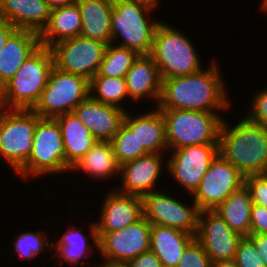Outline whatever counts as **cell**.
I'll return each mask as SVG.
<instances>
[{
  "mask_svg": "<svg viewBox=\"0 0 267 267\" xmlns=\"http://www.w3.org/2000/svg\"><path fill=\"white\" fill-rule=\"evenodd\" d=\"M83 172L97 182L118 178L120 164L114 154L111 142L98 141L71 169L70 172ZM117 176V177H116Z\"/></svg>",
  "mask_w": 267,
  "mask_h": 267,
  "instance_id": "484cf974",
  "label": "cell"
},
{
  "mask_svg": "<svg viewBox=\"0 0 267 267\" xmlns=\"http://www.w3.org/2000/svg\"><path fill=\"white\" fill-rule=\"evenodd\" d=\"M260 3V11H263L264 14H267V0H260Z\"/></svg>",
  "mask_w": 267,
  "mask_h": 267,
  "instance_id": "bcb514c9",
  "label": "cell"
},
{
  "mask_svg": "<svg viewBox=\"0 0 267 267\" xmlns=\"http://www.w3.org/2000/svg\"><path fill=\"white\" fill-rule=\"evenodd\" d=\"M82 29L80 36L109 44L113 0H77Z\"/></svg>",
  "mask_w": 267,
  "mask_h": 267,
  "instance_id": "4316f807",
  "label": "cell"
},
{
  "mask_svg": "<svg viewBox=\"0 0 267 267\" xmlns=\"http://www.w3.org/2000/svg\"><path fill=\"white\" fill-rule=\"evenodd\" d=\"M127 90L132 103L142 99L158 106L162 91V79L158 67L150 55H139L125 76Z\"/></svg>",
  "mask_w": 267,
  "mask_h": 267,
  "instance_id": "ffe728a7",
  "label": "cell"
},
{
  "mask_svg": "<svg viewBox=\"0 0 267 267\" xmlns=\"http://www.w3.org/2000/svg\"><path fill=\"white\" fill-rule=\"evenodd\" d=\"M90 96L103 104L117 106L127 111L125 99H129L126 80L123 77L94 76L89 81ZM124 103V104H123Z\"/></svg>",
  "mask_w": 267,
  "mask_h": 267,
  "instance_id": "f546056e",
  "label": "cell"
},
{
  "mask_svg": "<svg viewBox=\"0 0 267 267\" xmlns=\"http://www.w3.org/2000/svg\"><path fill=\"white\" fill-rule=\"evenodd\" d=\"M82 19L78 3L51 10L46 27L39 34L40 45L50 48L52 45L80 36Z\"/></svg>",
  "mask_w": 267,
  "mask_h": 267,
  "instance_id": "83f0119b",
  "label": "cell"
},
{
  "mask_svg": "<svg viewBox=\"0 0 267 267\" xmlns=\"http://www.w3.org/2000/svg\"><path fill=\"white\" fill-rule=\"evenodd\" d=\"M248 237L254 242L261 259L267 267V234H250Z\"/></svg>",
  "mask_w": 267,
  "mask_h": 267,
  "instance_id": "ab89813d",
  "label": "cell"
},
{
  "mask_svg": "<svg viewBox=\"0 0 267 267\" xmlns=\"http://www.w3.org/2000/svg\"><path fill=\"white\" fill-rule=\"evenodd\" d=\"M212 262L202 245L194 239L184 250L176 267H211Z\"/></svg>",
  "mask_w": 267,
  "mask_h": 267,
  "instance_id": "d590c367",
  "label": "cell"
},
{
  "mask_svg": "<svg viewBox=\"0 0 267 267\" xmlns=\"http://www.w3.org/2000/svg\"><path fill=\"white\" fill-rule=\"evenodd\" d=\"M177 28L162 21L155 32L150 56L158 67L161 79L194 74L204 68L192 39Z\"/></svg>",
  "mask_w": 267,
  "mask_h": 267,
  "instance_id": "5b68a950",
  "label": "cell"
},
{
  "mask_svg": "<svg viewBox=\"0 0 267 267\" xmlns=\"http://www.w3.org/2000/svg\"><path fill=\"white\" fill-rule=\"evenodd\" d=\"M165 157H167L165 154L149 153L143 157L123 163L120 165V176L118 177L122 184L119 185L121 188L116 185L113 188L123 194L141 197L158 191L157 185L162 181L160 180L162 179L161 174L167 170V159H164Z\"/></svg>",
  "mask_w": 267,
  "mask_h": 267,
  "instance_id": "2e32d148",
  "label": "cell"
},
{
  "mask_svg": "<svg viewBox=\"0 0 267 267\" xmlns=\"http://www.w3.org/2000/svg\"><path fill=\"white\" fill-rule=\"evenodd\" d=\"M107 43L76 36L50 47L54 66L62 71L91 80L99 71Z\"/></svg>",
  "mask_w": 267,
  "mask_h": 267,
  "instance_id": "8fae6325",
  "label": "cell"
},
{
  "mask_svg": "<svg viewBox=\"0 0 267 267\" xmlns=\"http://www.w3.org/2000/svg\"><path fill=\"white\" fill-rule=\"evenodd\" d=\"M218 153L219 144L185 146L168 151L166 173L191 196Z\"/></svg>",
  "mask_w": 267,
  "mask_h": 267,
  "instance_id": "7c38bea8",
  "label": "cell"
},
{
  "mask_svg": "<svg viewBox=\"0 0 267 267\" xmlns=\"http://www.w3.org/2000/svg\"><path fill=\"white\" fill-rule=\"evenodd\" d=\"M94 267H130V264L125 261L111 260L108 258L102 259L101 257V261H98Z\"/></svg>",
  "mask_w": 267,
  "mask_h": 267,
  "instance_id": "b9f144b4",
  "label": "cell"
},
{
  "mask_svg": "<svg viewBox=\"0 0 267 267\" xmlns=\"http://www.w3.org/2000/svg\"><path fill=\"white\" fill-rule=\"evenodd\" d=\"M73 113L98 141L110 142L123 124L126 110L103 104L89 95Z\"/></svg>",
  "mask_w": 267,
  "mask_h": 267,
  "instance_id": "d6986e66",
  "label": "cell"
},
{
  "mask_svg": "<svg viewBox=\"0 0 267 267\" xmlns=\"http://www.w3.org/2000/svg\"><path fill=\"white\" fill-rule=\"evenodd\" d=\"M252 199L246 186L233 192L215 211L231 228L242 237L250 235Z\"/></svg>",
  "mask_w": 267,
  "mask_h": 267,
  "instance_id": "f1b7e54d",
  "label": "cell"
},
{
  "mask_svg": "<svg viewBox=\"0 0 267 267\" xmlns=\"http://www.w3.org/2000/svg\"><path fill=\"white\" fill-rule=\"evenodd\" d=\"M238 267H266L254 242L249 237L239 241L234 259Z\"/></svg>",
  "mask_w": 267,
  "mask_h": 267,
  "instance_id": "836d02e7",
  "label": "cell"
},
{
  "mask_svg": "<svg viewBox=\"0 0 267 267\" xmlns=\"http://www.w3.org/2000/svg\"><path fill=\"white\" fill-rule=\"evenodd\" d=\"M224 118L219 132V154L243 175L267 173V129L246 116L233 125Z\"/></svg>",
  "mask_w": 267,
  "mask_h": 267,
  "instance_id": "7a4b0ae2",
  "label": "cell"
},
{
  "mask_svg": "<svg viewBox=\"0 0 267 267\" xmlns=\"http://www.w3.org/2000/svg\"><path fill=\"white\" fill-rule=\"evenodd\" d=\"M89 95V80L53 66L47 84L32 110L41 118H55L73 112Z\"/></svg>",
  "mask_w": 267,
  "mask_h": 267,
  "instance_id": "9c48e42d",
  "label": "cell"
},
{
  "mask_svg": "<svg viewBox=\"0 0 267 267\" xmlns=\"http://www.w3.org/2000/svg\"><path fill=\"white\" fill-rule=\"evenodd\" d=\"M244 185L250 192L252 203L267 208V173L245 176Z\"/></svg>",
  "mask_w": 267,
  "mask_h": 267,
  "instance_id": "8d00e7d4",
  "label": "cell"
},
{
  "mask_svg": "<svg viewBox=\"0 0 267 267\" xmlns=\"http://www.w3.org/2000/svg\"><path fill=\"white\" fill-rule=\"evenodd\" d=\"M50 13L45 0H0V18L16 29L40 34L49 21Z\"/></svg>",
  "mask_w": 267,
  "mask_h": 267,
  "instance_id": "7402d4cb",
  "label": "cell"
},
{
  "mask_svg": "<svg viewBox=\"0 0 267 267\" xmlns=\"http://www.w3.org/2000/svg\"><path fill=\"white\" fill-rule=\"evenodd\" d=\"M15 241L13 242V252L14 256H18L21 261L27 260L31 261L36 259L37 256L43 252L52 250V242L48 237L47 231L40 230L37 231H23L20 234H15ZM49 238V239H48Z\"/></svg>",
  "mask_w": 267,
  "mask_h": 267,
  "instance_id": "1f68e13d",
  "label": "cell"
},
{
  "mask_svg": "<svg viewBox=\"0 0 267 267\" xmlns=\"http://www.w3.org/2000/svg\"><path fill=\"white\" fill-rule=\"evenodd\" d=\"M250 234H267V208L252 203Z\"/></svg>",
  "mask_w": 267,
  "mask_h": 267,
  "instance_id": "74e56055",
  "label": "cell"
},
{
  "mask_svg": "<svg viewBox=\"0 0 267 267\" xmlns=\"http://www.w3.org/2000/svg\"><path fill=\"white\" fill-rule=\"evenodd\" d=\"M111 189V190H110ZM103 196L96 219L97 232H113L135 223L143 216L141 196L123 194L110 187Z\"/></svg>",
  "mask_w": 267,
  "mask_h": 267,
  "instance_id": "ac0fdd59",
  "label": "cell"
},
{
  "mask_svg": "<svg viewBox=\"0 0 267 267\" xmlns=\"http://www.w3.org/2000/svg\"><path fill=\"white\" fill-rule=\"evenodd\" d=\"M16 30V28L6 21L5 19L0 18V50L5 45L9 36Z\"/></svg>",
  "mask_w": 267,
  "mask_h": 267,
  "instance_id": "60d3db41",
  "label": "cell"
},
{
  "mask_svg": "<svg viewBox=\"0 0 267 267\" xmlns=\"http://www.w3.org/2000/svg\"><path fill=\"white\" fill-rule=\"evenodd\" d=\"M154 9L157 10L142 1L113 0L110 43L134 50L139 55H150L156 29L162 22L153 18Z\"/></svg>",
  "mask_w": 267,
  "mask_h": 267,
  "instance_id": "3957f363",
  "label": "cell"
},
{
  "mask_svg": "<svg viewBox=\"0 0 267 267\" xmlns=\"http://www.w3.org/2000/svg\"><path fill=\"white\" fill-rule=\"evenodd\" d=\"M195 239L194 235L181 230L152 224L150 250L163 267H176L185 248Z\"/></svg>",
  "mask_w": 267,
  "mask_h": 267,
  "instance_id": "d4e9b609",
  "label": "cell"
},
{
  "mask_svg": "<svg viewBox=\"0 0 267 267\" xmlns=\"http://www.w3.org/2000/svg\"><path fill=\"white\" fill-rule=\"evenodd\" d=\"M139 54L113 43L107 44L99 71L95 76L123 77L132 67Z\"/></svg>",
  "mask_w": 267,
  "mask_h": 267,
  "instance_id": "4dcf8cb0",
  "label": "cell"
},
{
  "mask_svg": "<svg viewBox=\"0 0 267 267\" xmlns=\"http://www.w3.org/2000/svg\"><path fill=\"white\" fill-rule=\"evenodd\" d=\"M32 152L27 162L14 174L24 181L49 175L68 174L60 126L55 118H41L33 136ZM68 172V173H67ZM37 177V178H36Z\"/></svg>",
  "mask_w": 267,
  "mask_h": 267,
  "instance_id": "52a82bcc",
  "label": "cell"
},
{
  "mask_svg": "<svg viewBox=\"0 0 267 267\" xmlns=\"http://www.w3.org/2000/svg\"><path fill=\"white\" fill-rule=\"evenodd\" d=\"M63 139L65 164L71 169L97 142L73 112L55 117Z\"/></svg>",
  "mask_w": 267,
  "mask_h": 267,
  "instance_id": "cb8c5ba5",
  "label": "cell"
},
{
  "mask_svg": "<svg viewBox=\"0 0 267 267\" xmlns=\"http://www.w3.org/2000/svg\"><path fill=\"white\" fill-rule=\"evenodd\" d=\"M110 142L120 165L149 154L139 144L136 134H133L124 123Z\"/></svg>",
  "mask_w": 267,
  "mask_h": 267,
  "instance_id": "d6a6232c",
  "label": "cell"
},
{
  "mask_svg": "<svg viewBox=\"0 0 267 267\" xmlns=\"http://www.w3.org/2000/svg\"><path fill=\"white\" fill-rule=\"evenodd\" d=\"M244 179V175L218 153L189 198H192L200 211L214 210L244 186Z\"/></svg>",
  "mask_w": 267,
  "mask_h": 267,
  "instance_id": "4fadbf2b",
  "label": "cell"
},
{
  "mask_svg": "<svg viewBox=\"0 0 267 267\" xmlns=\"http://www.w3.org/2000/svg\"><path fill=\"white\" fill-rule=\"evenodd\" d=\"M152 224L142 216L135 223L113 232H97L99 252L97 256L111 260L130 262L141 253L150 250Z\"/></svg>",
  "mask_w": 267,
  "mask_h": 267,
  "instance_id": "5bb4252c",
  "label": "cell"
},
{
  "mask_svg": "<svg viewBox=\"0 0 267 267\" xmlns=\"http://www.w3.org/2000/svg\"><path fill=\"white\" fill-rule=\"evenodd\" d=\"M137 1L145 2V3L150 4L156 8H158L159 3L161 2L160 0H137Z\"/></svg>",
  "mask_w": 267,
  "mask_h": 267,
  "instance_id": "f6af8a7d",
  "label": "cell"
},
{
  "mask_svg": "<svg viewBox=\"0 0 267 267\" xmlns=\"http://www.w3.org/2000/svg\"><path fill=\"white\" fill-rule=\"evenodd\" d=\"M172 194L159 189L144 195L143 216L151 224L175 228L195 236L200 210L194 202L186 204L183 198Z\"/></svg>",
  "mask_w": 267,
  "mask_h": 267,
  "instance_id": "30bf717a",
  "label": "cell"
},
{
  "mask_svg": "<svg viewBox=\"0 0 267 267\" xmlns=\"http://www.w3.org/2000/svg\"><path fill=\"white\" fill-rule=\"evenodd\" d=\"M133 114L127 110L123 123L136 134L139 144L148 153L167 154L166 130L160 109L156 107L154 110L147 109V112Z\"/></svg>",
  "mask_w": 267,
  "mask_h": 267,
  "instance_id": "44dd1931",
  "label": "cell"
},
{
  "mask_svg": "<svg viewBox=\"0 0 267 267\" xmlns=\"http://www.w3.org/2000/svg\"><path fill=\"white\" fill-rule=\"evenodd\" d=\"M87 224H89V234H85L82 227L79 228L76 224H70L65 230L66 232H62V235L59 237L58 235L56 236L58 239L52 242V251L54 252L52 256H54V258L57 257L58 264H61L62 266L65 262L68 267L70 265L78 267L80 265H83L84 267L95 266V262L93 264L92 262L87 261V258L95 255L93 253L99 252L95 220L92 219L91 223ZM88 262L90 263L88 264Z\"/></svg>",
  "mask_w": 267,
  "mask_h": 267,
  "instance_id": "e0dca14e",
  "label": "cell"
},
{
  "mask_svg": "<svg viewBox=\"0 0 267 267\" xmlns=\"http://www.w3.org/2000/svg\"><path fill=\"white\" fill-rule=\"evenodd\" d=\"M51 10L68 6L77 2V0H45Z\"/></svg>",
  "mask_w": 267,
  "mask_h": 267,
  "instance_id": "7bdbcfd3",
  "label": "cell"
},
{
  "mask_svg": "<svg viewBox=\"0 0 267 267\" xmlns=\"http://www.w3.org/2000/svg\"><path fill=\"white\" fill-rule=\"evenodd\" d=\"M53 66L51 49L40 46L0 89V107L32 110L47 84Z\"/></svg>",
  "mask_w": 267,
  "mask_h": 267,
  "instance_id": "277c9868",
  "label": "cell"
},
{
  "mask_svg": "<svg viewBox=\"0 0 267 267\" xmlns=\"http://www.w3.org/2000/svg\"><path fill=\"white\" fill-rule=\"evenodd\" d=\"M250 100L249 109L245 116L267 129V87L255 90Z\"/></svg>",
  "mask_w": 267,
  "mask_h": 267,
  "instance_id": "e575fe53",
  "label": "cell"
},
{
  "mask_svg": "<svg viewBox=\"0 0 267 267\" xmlns=\"http://www.w3.org/2000/svg\"><path fill=\"white\" fill-rule=\"evenodd\" d=\"M211 267H238L235 260H219L212 262Z\"/></svg>",
  "mask_w": 267,
  "mask_h": 267,
  "instance_id": "ee69618b",
  "label": "cell"
},
{
  "mask_svg": "<svg viewBox=\"0 0 267 267\" xmlns=\"http://www.w3.org/2000/svg\"><path fill=\"white\" fill-rule=\"evenodd\" d=\"M40 46L39 34L31 30L16 29L9 36L0 50V89Z\"/></svg>",
  "mask_w": 267,
  "mask_h": 267,
  "instance_id": "603a6c76",
  "label": "cell"
},
{
  "mask_svg": "<svg viewBox=\"0 0 267 267\" xmlns=\"http://www.w3.org/2000/svg\"><path fill=\"white\" fill-rule=\"evenodd\" d=\"M210 62L197 73L162 79L161 97L157 107L214 113H226L233 108L234 104L219 66L221 63L217 59H210Z\"/></svg>",
  "mask_w": 267,
  "mask_h": 267,
  "instance_id": "6da1fadb",
  "label": "cell"
},
{
  "mask_svg": "<svg viewBox=\"0 0 267 267\" xmlns=\"http://www.w3.org/2000/svg\"><path fill=\"white\" fill-rule=\"evenodd\" d=\"M166 130L168 151L185 146L219 144L221 113L160 109Z\"/></svg>",
  "mask_w": 267,
  "mask_h": 267,
  "instance_id": "8992f818",
  "label": "cell"
},
{
  "mask_svg": "<svg viewBox=\"0 0 267 267\" xmlns=\"http://www.w3.org/2000/svg\"><path fill=\"white\" fill-rule=\"evenodd\" d=\"M41 117L33 110L0 107V157L17 172L29 159Z\"/></svg>",
  "mask_w": 267,
  "mask_h": 267,
  "instance_id": "ba28073f",
  "label": "cell"
},
{
  "mask_svg": "<svg viewBox=\"0 0 267 267\" xmlns=\"http://www.w3.org/2000/svg\"><path fill=\"white\" fill-rule=\"evenodd\" d=\"M195 239L202 245L211 262L234 260L242 236L213 210L199 212Z\"/></svg>",
  "mask_w": 267,
  "mask_h": 267,
  "instance_id": "9a60e30c",
  "label": "cell"
},
{
  "mask_svg": "<svg viewBox=\"0 0 267 267\" xmlns=\"http://www.w3.org/2000/svg\"><path fill=\"white\" fill-rule=\"evenodd\" d=\"M130 267H162L160 260L151 251L141 253L129 262Z\"/></svg>",
  "mask_w": 267,
  "mask_h": 267,
  "instance_id": "f35d334b",
  "label": "cell"
}]
</instances>
